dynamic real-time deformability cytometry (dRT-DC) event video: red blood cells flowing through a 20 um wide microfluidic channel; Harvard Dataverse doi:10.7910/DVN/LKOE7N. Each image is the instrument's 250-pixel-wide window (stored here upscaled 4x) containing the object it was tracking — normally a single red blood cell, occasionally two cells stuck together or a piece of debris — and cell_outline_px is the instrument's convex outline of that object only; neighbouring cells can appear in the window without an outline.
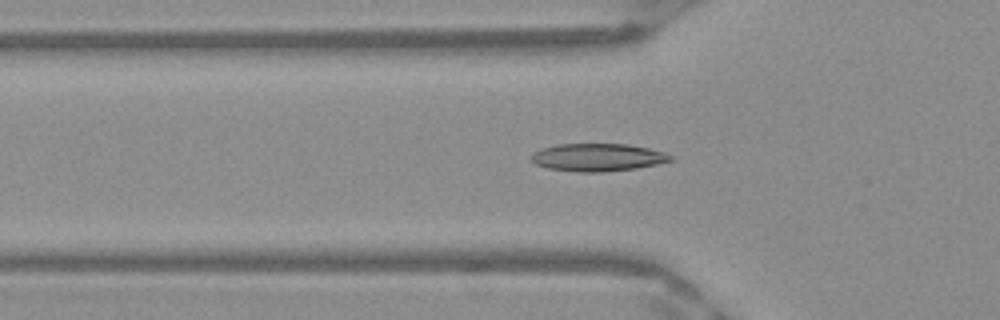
{"species": "Egyptian fruit bat (a non-hibernating species)", "species_latin": "Rousettus aegyptiacus", "temperature_condition": "warm", "stored_images_in_passage": 33, "camera_frame_rate_fps": 3000, "um_per_image_px": 0.085, "frame": {"image": 1, "passage_image": 3, "time_ms": 0.667, "image_size_px": [1000, 320], "cell_outline_px": [[676, 160], [636, 168], [600, 172], [580, 172], [548, 168], [536, 164], [528, 156], [544, 148], [560, 144], [628, 144], [668, 152], [676, 156]], "centroid_in_image_um": [50.9, 13.37], "position_along_channel_um": 74.9, "area_um2": 22.54}}
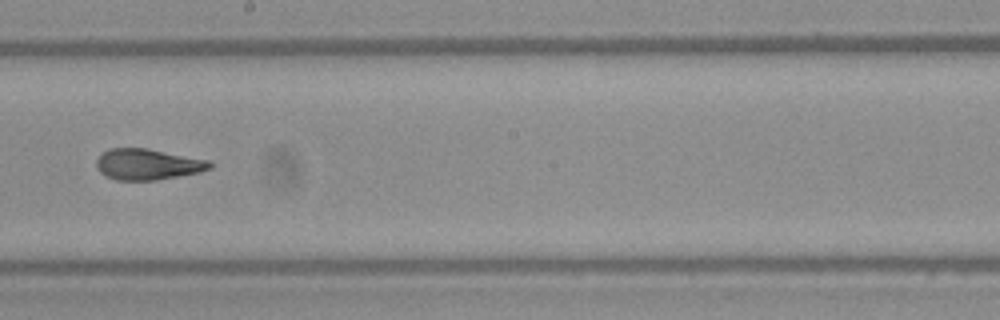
{"frame": {"image": 2, "passage_image": 15, "time_ms": 4.667, "image_size_px": [1000, 320], "cell_outline_px": [[212, 168], [200, 172], [156, 180], [116, 180], [104, 176], [96, 168], [96, 160], [100, 152], [108, 148], [148, 148], [208, 160], [212, 164]], "centroid_in_image_um": [12.5, 13.96], "position_along_channel_um": 235.7, "area_um2": 20.69}}
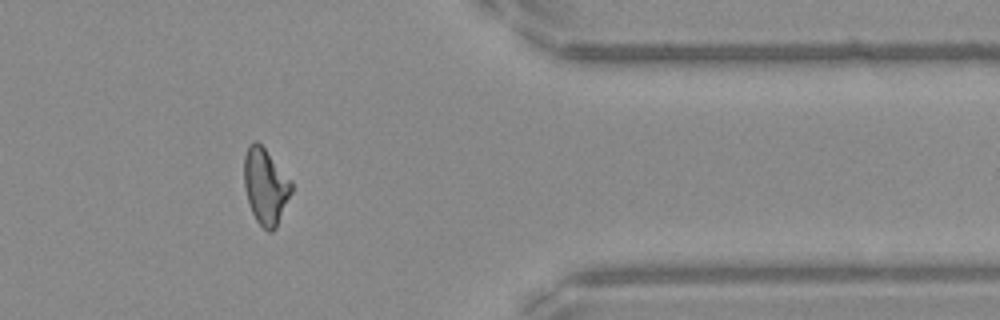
{"frame": {"image": 3, "passage_image": 28, "time_ms": 9.0, "image_size_px": [1000, 320], "cell_outline_px": [[292, 192], [276, 228], [272, 232], [268, 232], [256, 220], [252, 212], [244, 188], [244, 156], [248, 144], [252, 140], [256, 140], [264, 148], [292, 180]], "centroid_in_image_um": [22.57, 15.82], "position_along_channel_um": 388.8, "area_um2": 21.04}}